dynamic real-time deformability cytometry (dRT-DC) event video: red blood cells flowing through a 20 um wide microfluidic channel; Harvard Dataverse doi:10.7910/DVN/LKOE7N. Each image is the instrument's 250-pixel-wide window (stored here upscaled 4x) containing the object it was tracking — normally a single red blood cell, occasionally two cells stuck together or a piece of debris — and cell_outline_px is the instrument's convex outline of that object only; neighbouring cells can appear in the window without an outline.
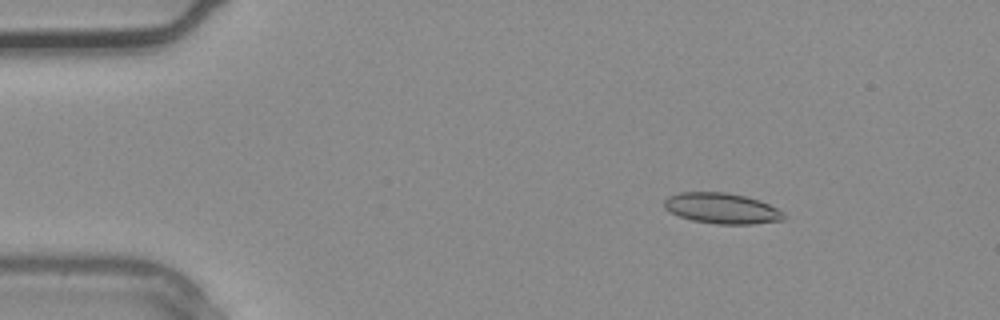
{"species": "common noctule bat (a hibernating species)", "species_latin": "Nyctalus noctula", "temperature_condition": "warm", "stored_images_in_passage": 3, "camera_frame_rate_fps": 3000, "um_per_image_px": 0.085, "animal": {"sex": "male", "body_mass_g": 20.4}, "frame": {"image": 1, "passage_image": 2, "time_ms": 0.333, "image_size_px": [1000, 320], "cell_outline_px": [[784, 220], [752, 224], [716, 224], [692, 220], [680, 216], [664, 208], [664, 200], [668, 196], [680, 192], [724, 192], [744, 196], [760, 200], [784, 212]], "centroid_in_image_um": [61.35, 17.71], "position_along_channel_um": 23.6, "area_um2": 21.27}}